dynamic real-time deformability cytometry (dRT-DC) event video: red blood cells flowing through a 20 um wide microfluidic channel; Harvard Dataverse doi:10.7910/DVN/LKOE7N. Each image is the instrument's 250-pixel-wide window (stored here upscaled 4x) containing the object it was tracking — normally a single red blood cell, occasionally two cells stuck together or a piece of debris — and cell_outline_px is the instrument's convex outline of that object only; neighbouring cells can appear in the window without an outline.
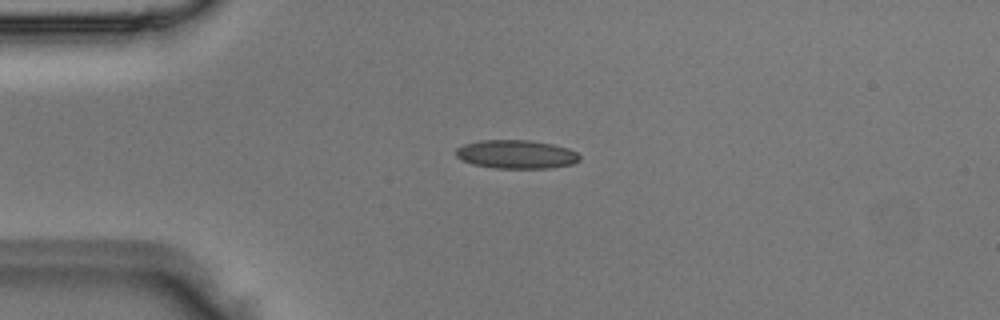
{"species": "Egyptian fruit bat (a non-hibernating species)", "species_latin": "Rousettus aegyptiacus", "temperature_condition": "room temperature", "stored_images_in_passage": 6, "camera_frame_rate_fps": 3000, "um_per_image_px": 0.085, "animal": {"sex": "male"}, "frame": {"image": 1, "passage_image": 3, "time_ms": 0.667, "image_size_px": [1000, 320], "cell_outline_px": [[580, 160], [572, 164], [548, 168], [496, 168], [472, 164], [456, 156], [456, 148], [464, 144], [480, 140], [528, 140], [552, 144], [568, 148], [576, 152], [580, 156]], "centroid_in_image_um": [43.89, 13.11], "position_along_channel_um": 41.1, "area_um2": 20.52}}
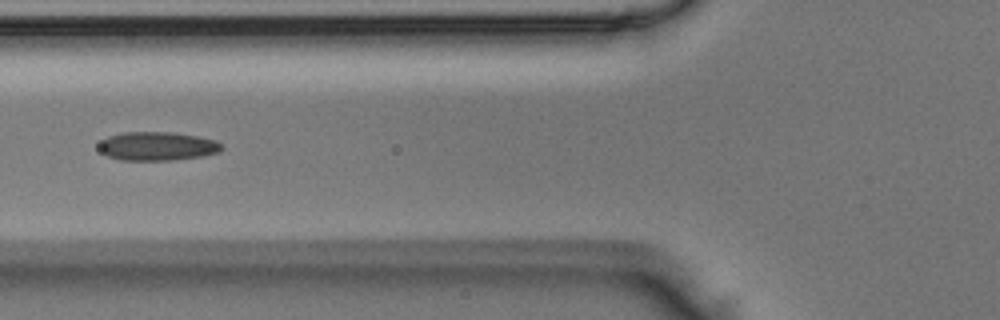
{"frame": {"image": 2, "passage_image": 5, "time_ms": 1.333, "image_size_px": [1000, 320], "cell_outline_px": [[224, 148], [220, 152], [200, 156], [172, 160], [120, 160], [108, 156], [100, 152], [100, 144], [108, 136], [124, 132], [172, 132], [196, 136], [216, 140]], "centroid_in_image_um": [13.38, 12.42], "position_along_channel_um": 112.4, "area_um2": 20.4}}
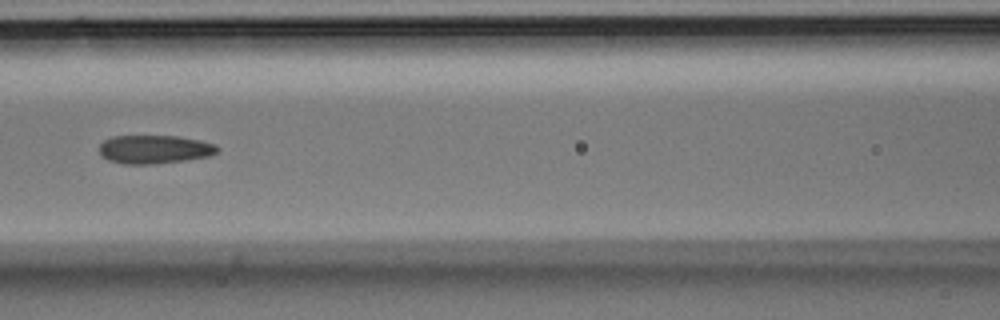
{"frame": {"image": 3, "passage_image": 6, "time_ms": 1.667, "image_size_px": [1000, 320], "cell_outline_px": [[220, 148], [216, 152], [208, 156], [184, 160], [156, 164], [124, 164], [108, 160], [100, 156], [100, 144], [104, 140], [112, 136], [180, 136], [200, 140], [216, 144]], "centroid_in_image_um": [13.12, 12.69], "position_along_channel_um": 153.5, "area_um2": 19.71}}